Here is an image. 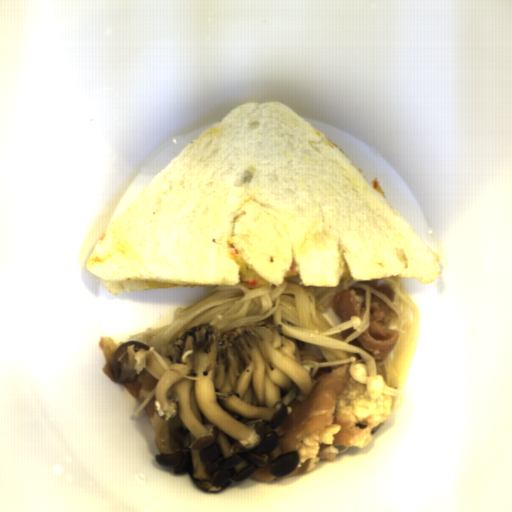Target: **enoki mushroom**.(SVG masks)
Wrapping results in <instances>:
<instances>
[{"label":"enoki mushroom","instance_id":"cea9216a","mask_svg":"<svg viewBox=\"0 0 512 512\" xmlns=\"http://www.w3.org/2000/svg\"><path fill=\"white\" fill-rule=\"evenodd\" d=\"M394 291V300L390 301L385 295L374 290L367 284L359 283L351 277L340 279L338 286L330 287L328 291L319 296L315 307L321 313L331 307V301L339 292L350 287L365 289L366 313L360 318L353 316L348 322L333 326L324 332L281 325V331L289 336L304 342L327 346L346 352L358 354L362 361L355 356L337 361H316L313 359H300L303 369L310 378L321 367H330L332 370L343 365H350L349 372L352 378L365 384L370 395L385 393L390 395L392 401L391 413L397 409L402 401L401 392L406 384L412 356L418 341L420 315L414 301L409 297L403 287V278H383ZM374 293L386 303L391 305L399 315L392 328L398 329L397 344L384 359V363L377 364L373 358L361 349L349 345L369 327V298Z\"/></svg>","mask_w":512,"mask_h":512}]
</instances>
